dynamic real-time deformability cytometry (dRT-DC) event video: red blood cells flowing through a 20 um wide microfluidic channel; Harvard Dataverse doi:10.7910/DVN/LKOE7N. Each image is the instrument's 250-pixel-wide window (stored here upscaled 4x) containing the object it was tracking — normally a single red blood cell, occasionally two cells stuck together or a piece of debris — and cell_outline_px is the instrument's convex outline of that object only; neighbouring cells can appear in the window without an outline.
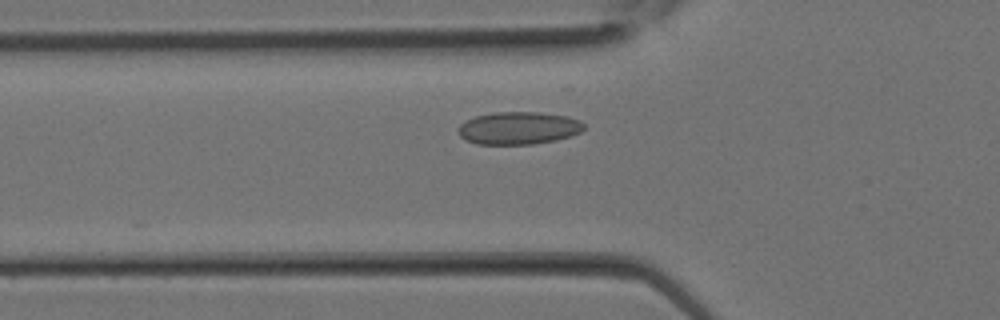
{"species": "Egyptian fruit bat (a non-hibernating species)", "species_latin": "Rousettus aegyptiacus", "temperature_condition": "room temperature", "stored_images_in_passage": 26, "camera_frame_rate_fps": 3000, "um_per_image_px": 0.085, "animal": {"sex": "female"}, "frame": {"image": 1, "passage_image": 6, "time_ms": 1.667, "image_size_px": [1000, 320], "cell_outline_px": [[584, 128], [580, 132], [556, 140], [532, 144], [476, 144], [464, 140], [460, 136], [460, 124], [476, 116], [496, 112], [540, 112], [568, 116], [580, 120], [584, 124]], "centroid_in_image_um": [44.09, 10.88], "position_along_channel_um": 81.7, "area_um2": 23.76}}
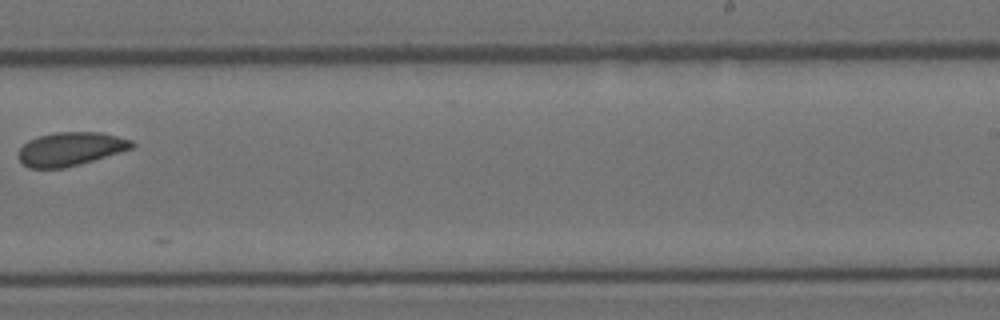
{"frame": {"image": 2, "passage_image": 15, "time_ms": 4.667, "image_size_px": [1000, 320], "cell_outline_px": [[136, 144], [132, 148], [80, 164], [64, 168], [28, 168], [16, 156], [20, 148], [28, 140], [40, 136], [56, 132], [100, 132], [132, 140]], "centroid_in_image_um": [5.97, 12.66], "position_along_channel_um": 283.0, "area_um2": 22.08}}
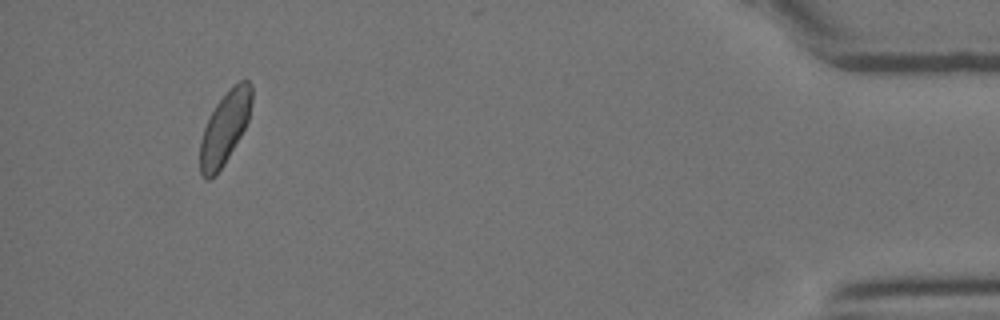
{"frame": {"image": 3, "passage_image": 24, "time_ms": 7.667, "image_size_px": [1000, 320], "cell_outline_px": [[252, 100], [248, 120], [240, 136], [224, 164], [216, 176], [208, 180], [204, 180], [200, 176], [200, 140], [204, 128], [216, 104], [228, 88], [232, 84], [240, 80], [248, 80], [252, 84]], "centroid_in_image_um": [19.1, 10.87], "position_along_channel_um": 416.1, "area_um2": 21.91}}